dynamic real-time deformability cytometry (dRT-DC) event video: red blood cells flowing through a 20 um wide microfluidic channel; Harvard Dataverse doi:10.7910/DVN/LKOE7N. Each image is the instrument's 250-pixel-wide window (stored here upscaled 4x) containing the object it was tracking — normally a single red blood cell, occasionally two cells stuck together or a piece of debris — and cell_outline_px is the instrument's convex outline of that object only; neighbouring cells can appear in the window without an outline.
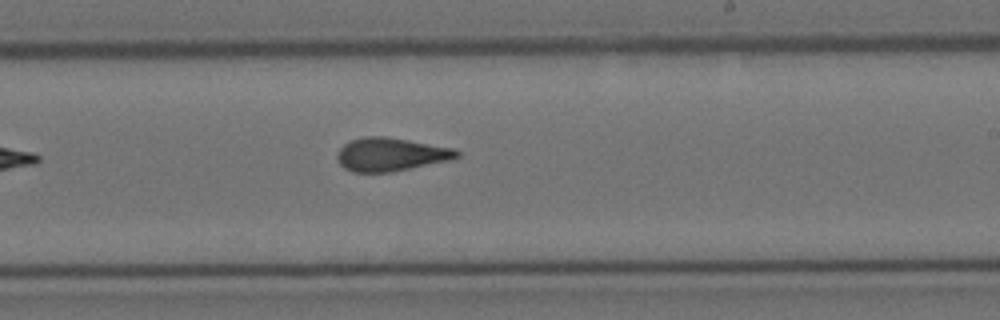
{"species": "Egyptian fruit bat (a non-hibernating species)", "species_latin": "Rousettus aegyptiacus", "temperature_condition": "cold", "stored_images_in_passage": 10, "camera_frame_rate_fps": 3000, "um_per_image_px": 0.085, "animal": {"sex": "female"}, "frame": {"image": 1, "passage_image": 10, "time_ms": 11.0, "image_size_px": [1000, 320], "cell_outline_px": [[460, 156], [448, 160], [392, 172], [352, 172], [344, 168], [336, 160], [336, 152], [344, 144], [352, 140], [364, 136], [384, 136], [456, 148], [460, 152]], "centroid_in_image_um": [33.19, 13.12], "position_along_channel_um": 255.8, "area_um2": 23.29}}